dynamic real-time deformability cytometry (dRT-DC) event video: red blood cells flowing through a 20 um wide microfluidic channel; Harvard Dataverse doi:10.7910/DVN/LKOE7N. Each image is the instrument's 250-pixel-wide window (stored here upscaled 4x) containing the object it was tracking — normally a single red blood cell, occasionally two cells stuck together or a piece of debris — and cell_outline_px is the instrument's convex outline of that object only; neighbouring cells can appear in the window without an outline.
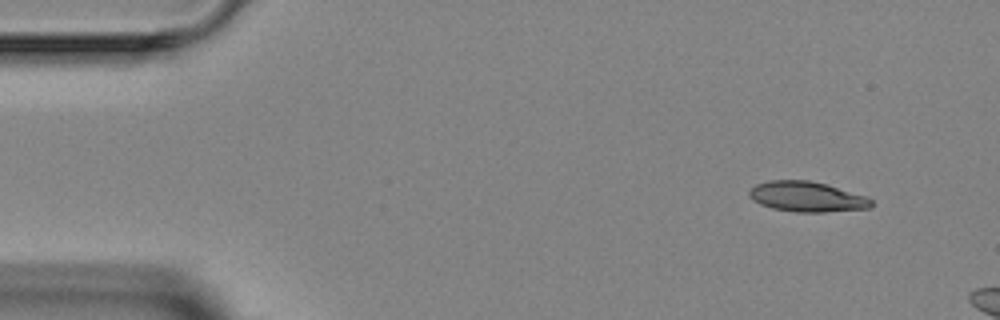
{"species": "Egyptian fruit bat (a non-hibernating species)", "species_latin": "Rousettus aegyptiacus", "temperature_condition": "room temperature", "stored_images_in_passage": 3, "camera_frame_rate_fps": 3000, "um_per_image_px": 0.085, "animal": {"sex": "female"}, "frame": {"image": 1, "passage_image": 1, "time_ms": 0.0, "image_size_px": [1000, 320], "cell_outline_px": [[872, 208], [824, 212], [796, 212], [772, 208], [760, 204], [752, 200], [748, 196], [748, 192], [756, 184], [768, 180], [808, 180], [824, 184], [864, 196], [872, 200]], "centroid_in_image_um": [68.53, 16.73], "position_along_channel_um": 16.5, "area_um2": 21.33}}